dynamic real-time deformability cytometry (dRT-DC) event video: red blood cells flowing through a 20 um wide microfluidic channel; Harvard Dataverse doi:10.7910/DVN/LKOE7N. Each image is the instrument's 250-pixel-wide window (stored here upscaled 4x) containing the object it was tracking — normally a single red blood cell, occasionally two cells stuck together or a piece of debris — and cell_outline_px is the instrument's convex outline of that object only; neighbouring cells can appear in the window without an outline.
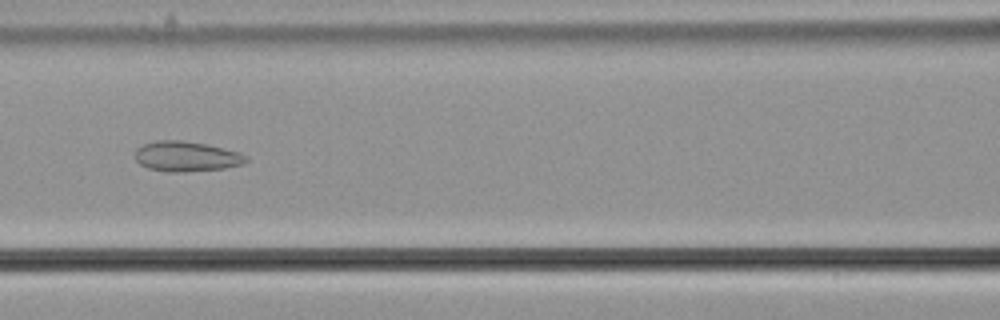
{"species": "common noctule bat (a hibernating species)", "species_latin": "Nyctalus noctula", "temperature_condition": "cold", "stored_images_in_passage": 56, "camera_frame_rate_fps": 3000, "um_per_image_px": 0.085, "animal": {"sex": "male", "body_mass_g": 21.5, "forearm_length_mm": 52.0}, "frame": {"image": 1, "passage_image": 25, "time_ms": 8.0, "image_size_px": [1000, 320], "cell_outline_px": [[248, 160], [244, 164], [224, 168], [184, 172], [168, 172], [148, 168], [140, 164], [136, 160], [136, 148], [144, 144], [156, 140], [184, 140], [208, 144], [240, 152], [248, 156]], "centroid_in_image_um": [15.87, 13.29], "position_along_channel_um": 150.7, "area_um2": 19.71}}
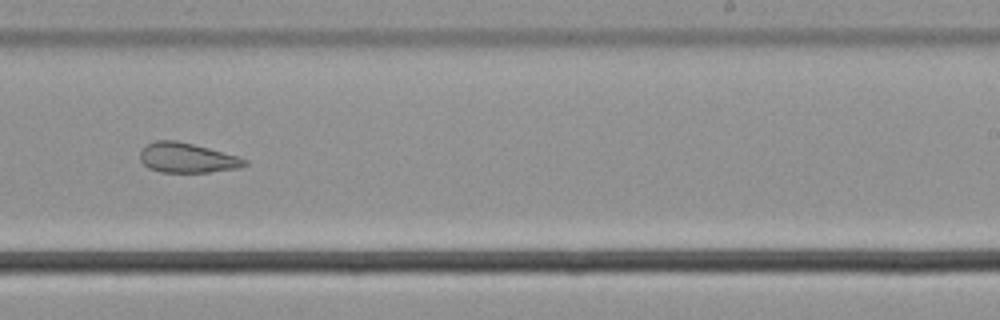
{"frame": {"image": 2, "passage_image": 35, "time_ms": 11.333, "image_size_px": [1000, 320], "cell_outline_px": [[248, 164], [240, 168], [208, 172], [160, 172], [148, 168], [140, 160], [140, 148], [156, 140], [176, 140], [208, 148], [236, 156], [248, 160]], "centroid_in_image_um": [15.88, 13.42], "position_along_channel_um": 273.1, "area_um2": 18.15}}
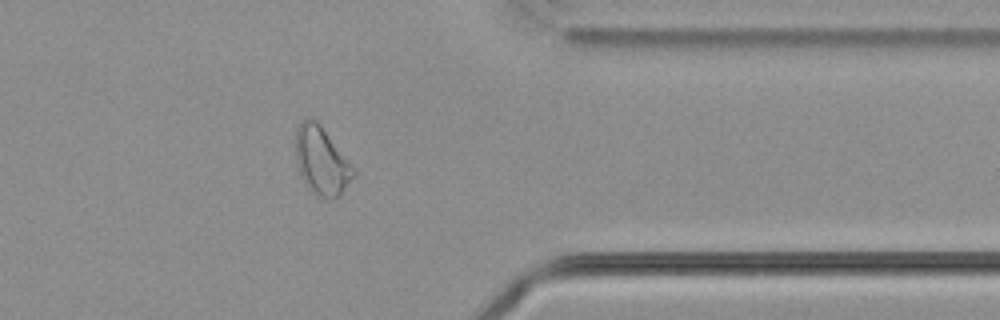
{"frame": {"image": 3, "passage_image": 45, "time_ms": 14.667, "image_size_px": [1000, 320], "cell_outline_px": [[356, 176], [340, 196], [320, 196], [312, 192], [308, 188], [300, 176], [296, 160], [296, 128], [308, 116], [312, 116], [320, 124], [356, 168]], "centroid_in_image_um": [27.36, 13.65], "position_along_channel_um": 384.0, "area_um2": 23.06}, "authors_computed_cell_mechanics": {"area_um2": 24.2471, "velocity_mm_per_s": 3.6808, "shape_relaxation_time_tau1_ms": null, "shape_relaxation_time_tau2_ms": 2.6974, "deformation_change_tau1": null, "deformation_change_tau2": 0.0967}}